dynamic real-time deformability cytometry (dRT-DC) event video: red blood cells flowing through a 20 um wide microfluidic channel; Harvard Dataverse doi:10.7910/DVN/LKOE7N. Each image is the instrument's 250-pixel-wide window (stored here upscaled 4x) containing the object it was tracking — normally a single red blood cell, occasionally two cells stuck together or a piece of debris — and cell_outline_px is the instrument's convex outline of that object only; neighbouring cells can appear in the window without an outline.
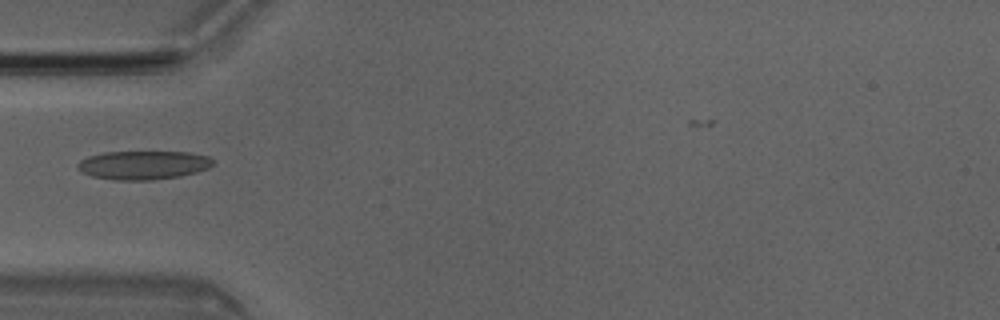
{"species": "Egyptian fruit bat (a non-hibernating species)", "species_latin": "Rousettus aegyptiacus", "temperature_condition": "room temperature", "stored_images_in_passage": 6, "camera_frame_rate_fps": 3000, "um_per_image_px": 0.085, "animal": {"sex": "male"}, "frame": {"image": 1, "passage_image": 5, "time_ms": 1.333, "image_size_px": [1000, 320], "cell_outline_px": [[216, 160], [208, 168], [196, 172], [180, 176], [152, 180], [112, 180], [92, 176], [76, 168], [76, 164], [80, 160], [88, 156], [104, 152], [188, 152], [208, 156]], "centroid_in_image_um": [12.17, 14.03], "position_along_channel_um": 72.8, "area_um2": 22.72}}